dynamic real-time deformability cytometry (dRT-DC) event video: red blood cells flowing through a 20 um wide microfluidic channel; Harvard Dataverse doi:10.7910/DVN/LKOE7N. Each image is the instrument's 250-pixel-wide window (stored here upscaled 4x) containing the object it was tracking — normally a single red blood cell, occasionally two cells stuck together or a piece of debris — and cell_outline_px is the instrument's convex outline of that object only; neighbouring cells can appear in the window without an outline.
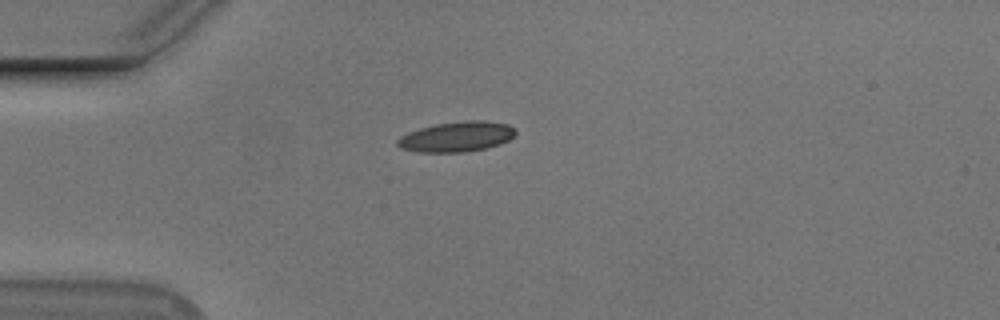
{"species": "Egyptian fruit bat (a non-hibernating species)", "species_latin": "Rousettus aegyptiacus", "temperature_condition": "cold", "stored_images_in_passage": 36, "camera_frame_rate_fps": 3000, "um_per_image_px": 0.085, "animal": {"sex": "male"}, "frame": {"image": 1, "passage_image": 1, "time_ms": 0.0, "image_size_px": [1000, 320], "cell_outline_px": [[516, 132], [508, 140], [500, 144], [488, 148], [464, 152], [416, 152], [400, 148], [396, 144], [396, 140], [400, 136], [408, 132], [420, 128], [436, 124], [464, 120], [484, 120], [508, 124], [516, 128]], "centroid_in_image_um": [38.81, 11.62], "position_along_channel_um": 46.2, "area_um2": 20.98}}
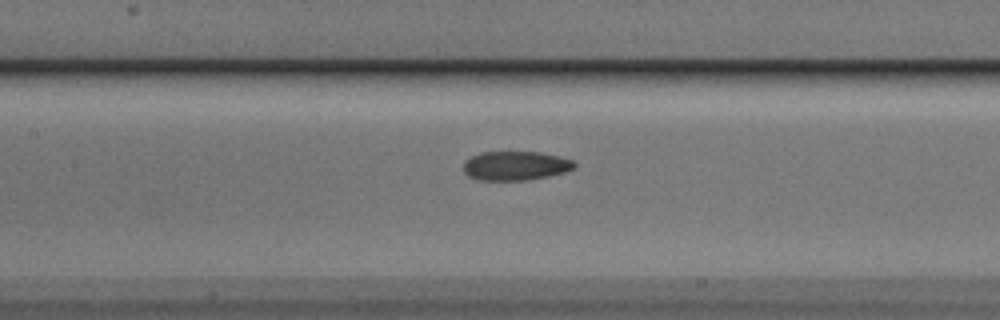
{"frame": {"image": 2, "passage_image": 12, "time_ms": 3.667, "image_size_px": [1000, 320], "cell_outline_px": [[576, 164], [572, 168], [564, 172], [548, 176], [528, 180], [476, 180], [468, 176], [464, 172], [464, 160], [480, 152], [540, 152], [560, 156], [572, 160]], "centroid_in_image_um": [43.78, 14.09], "position_along_channel_um": 163.6, "area_um2": 18.84}}
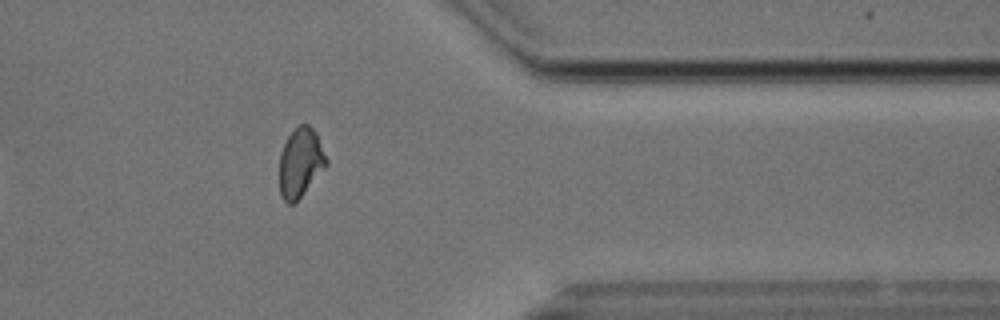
{"frame": {"image": 3, "passage_image": 31, "time_ms": 10.0, "image_size_px": [1000, 320], "cell_outline_px": [[328, 164], [300, 196], [292, 204], [288, 204], [284, 200], [280, 192], [280, 152], [288, 136], [300, 124], [308, 124], [316, 132], [328, 160]], "centroid_in_image_um": [25.54, 13.79], "position_along_channel_um": 385.9, "area_um2": 18.55}, "authors_computed_cell_mechanics": {"area_um2": 19.1896, "velocity_mm_per_s": 3.7302, "shape_relaxation_time_tau1_ms": 10.992, "shape_relaxation_time_tau2_ms": 2.8701, "deformation_change_tau1": 0.2123, "deformation_change_tau2": 0.0626}}